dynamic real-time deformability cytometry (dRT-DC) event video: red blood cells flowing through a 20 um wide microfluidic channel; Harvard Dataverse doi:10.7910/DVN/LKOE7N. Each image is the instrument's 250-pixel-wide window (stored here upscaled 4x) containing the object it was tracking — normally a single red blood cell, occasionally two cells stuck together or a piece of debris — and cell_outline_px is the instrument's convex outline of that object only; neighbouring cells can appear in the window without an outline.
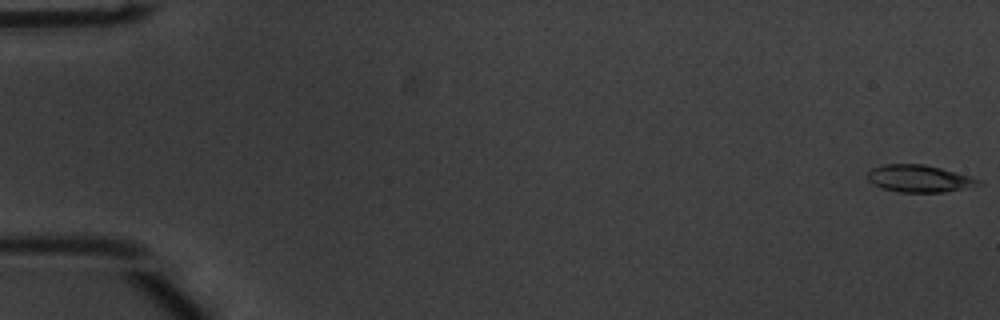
{"species": "common noctule bat (a hibernating species)", "species_latin": "Nyctalus noctula", "temperature_condition": "warm", "stored_images_in_passage": 54, "camera_frame_rate_fps": 3000, "um_per_image_px": 0.085, "animal": {"sex": "male", "body_mass_g": 20.1, "forearm_length_mm": 53.5}, "frame": {"image": 1, "passage_image": 1, "time_ms": 0.0, "image_size_px": [1000, 320], "cell_outline_px": [[984, 184], [944, 192], [900, 192], [880, 188], [872, 184], [868, 180], [868, 172], [872, 168], [884, 164], [924, 164], [972, 176], [980, 180]], "centroid_in_image_um": [78.13, 15.18], "position_along_channel_um": 6.9, "area_um2": 17.63}}
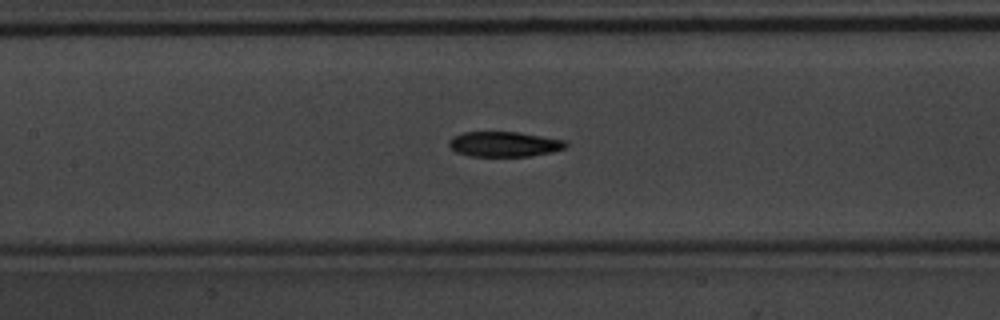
{"frame": {"image": 2, "passage_image": 26, "time_ms": 8.333, "image_size_px": [1000, 320], "cell_outline_px": [[568, 144], [564, 148], [552, 152], [532, 156], [468, 156], [456, 152], [448, 144], [448, 140], [452, 136], [464, 132], [520, 132], [568, 140]], "centroid_in_image_um": [42.88, 12.25], "position_along_channel_um": 164.5, "area_um2": 17.34}}
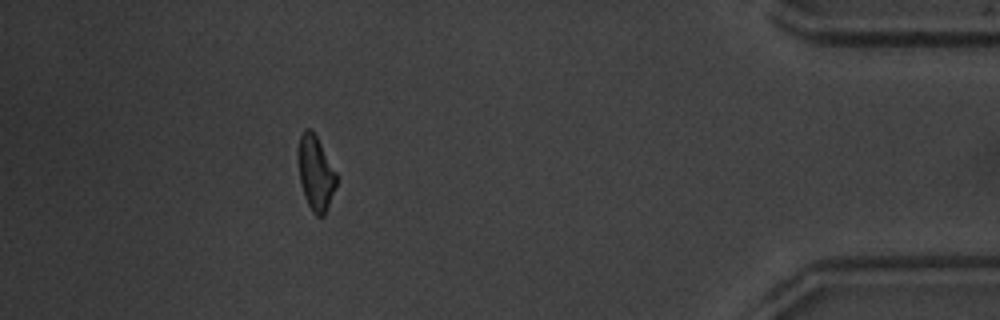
{"frame": {"image": 3, "passage_image": 49, "time_ms": 16.0, "image_size_px": [1000, 320], "cell_outline_px": [[336, 188], [324, 216], [316, 216], [312, 212], [304, 196], [300, 180], [296, 156], [296, 152], [300, 136], [304, 128], [312, 128], [336, 172]], "centroid_in_image_um": [26.8, 14.68], "position_along_channel_um": 408.4, "area_um2": 16.88}, "authors_computed_cell_mechanics": {"area_um2": 17.5712, "velocity_mm_per_s": 3.8123, "shape_relaxation_time_tau1_ms": 3.9106, "shape_relaxation_time_tau2_ms": 5.9545, "deformation_change_tau1": 0.144, "deformation_change_tau2": 0.1462}}